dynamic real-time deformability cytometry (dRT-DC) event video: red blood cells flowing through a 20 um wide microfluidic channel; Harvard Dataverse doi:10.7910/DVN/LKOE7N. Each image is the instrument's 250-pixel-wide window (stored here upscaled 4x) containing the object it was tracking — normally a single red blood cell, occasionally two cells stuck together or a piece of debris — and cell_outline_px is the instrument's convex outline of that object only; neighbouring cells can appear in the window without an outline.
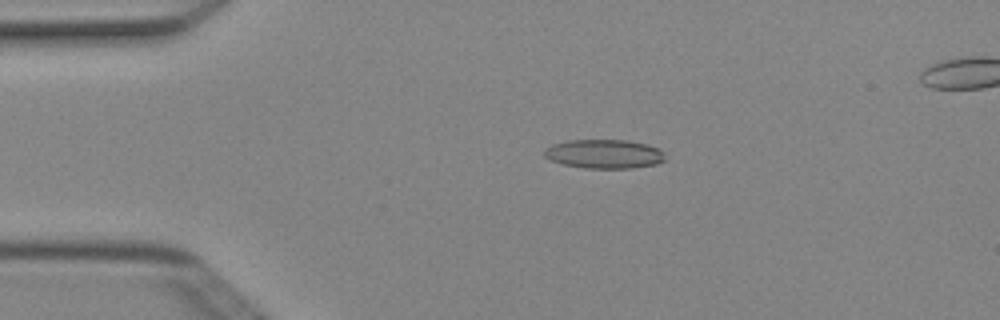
{"species": "Egyptian fruit bat (a non-hibernating species)", "species_latin": "Rousettus aegyptiacus", "temperature_condition": "cold", "stored_images_in_passage": 5, "camera_frame_rate_fps": 3000, "um_per_image_px": 0.085, "animal": {"sex": "female"}, "frame": {"image": 1, "passage_image": 3, "time_ms": 0.667, "image_size_px": [1000, 320], "cell_outline_px": [[664, 160], [656, 164], [632, 168], [584, 168], [564, 164], [552, 160], [544, 156], [544, 148], [552, 144], [568, 140], [628, 140], [648, 144], [660, 148], [664, 152]], "centroid_in_image_um": [51.37, 13.07], "position_along_channel_um": 33.6, "area_um2": 20.52}}